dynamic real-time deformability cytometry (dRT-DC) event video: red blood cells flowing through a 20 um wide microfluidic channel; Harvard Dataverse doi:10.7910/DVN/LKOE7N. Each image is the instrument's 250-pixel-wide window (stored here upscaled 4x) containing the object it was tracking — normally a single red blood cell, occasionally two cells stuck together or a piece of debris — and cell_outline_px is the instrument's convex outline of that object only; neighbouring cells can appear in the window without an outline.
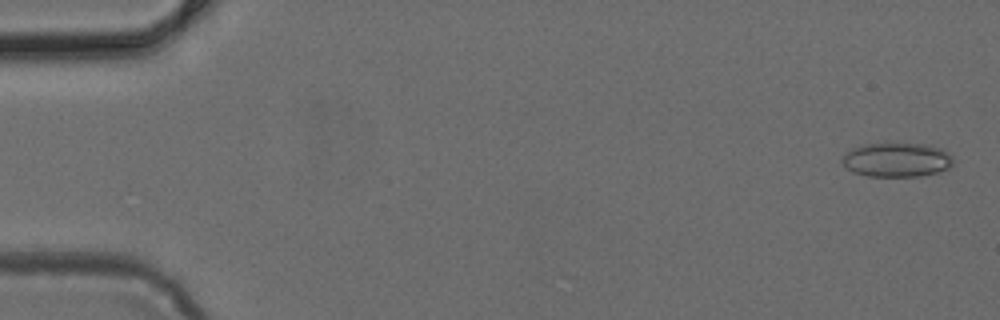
{"species": "common noctule bat (a hibernating species)", "species_latin": "Nyctalus noctula", "temperature_condition": "cold", "stored_images_in_passage": 5, "camera_frame_rate_fps": 3000, "um_per_image_px": 0.085, "animal": {"sex": "female", "body_mass_g": 24.6, "forearm_length_mm": 56.2}, "frame": {"image": 1, "passage_image": 1, "time_ms": 0.0, "image_size_px": [1000, 320], "cell_outline_px": [[952, 164], [948, 168], [936, 172], [920, 176], [868, 176], [852, 172], [840, 160], [852, 148], [868, 144], [928, 144], [944, 148], [952, 156]], "centroid_in_image_um": [76.25, 13.58], "position_along_channel_um": 8.7, "area_um2": 21.96}}